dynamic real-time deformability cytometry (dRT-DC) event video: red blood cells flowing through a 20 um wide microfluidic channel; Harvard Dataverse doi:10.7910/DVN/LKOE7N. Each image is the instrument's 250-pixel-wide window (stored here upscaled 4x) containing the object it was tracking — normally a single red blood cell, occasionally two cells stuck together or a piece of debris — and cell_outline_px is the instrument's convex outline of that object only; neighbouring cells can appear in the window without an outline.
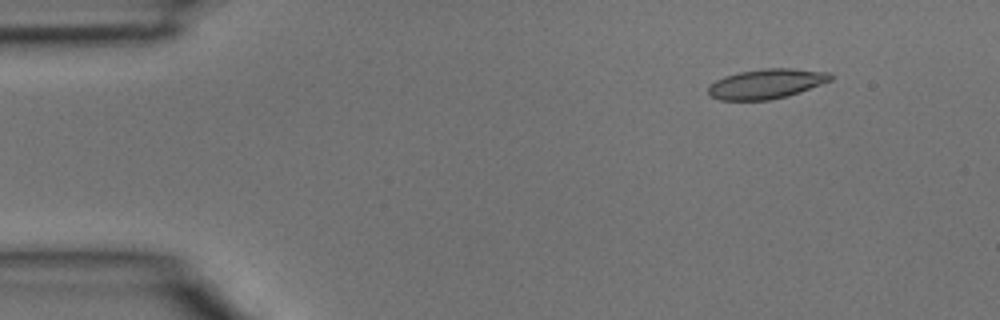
{"species": "common noctule bat (a hibernating species)", "species_latin": "Nyctalus noctula", "temperature_condition": "room temperature", "stored_images_in_passage": 4, "segment_of_instrument_passage": [2, 2], "camera_frame_rate_fps": 3000, "um_per_image_px": 0.085, "animal": {"sex": "male", "body_mass_g": 15.6}, "frame": {"image": 1, "passage_image": 4, "time_ms": 1.0, "image_size_px": [1000, 320], "cell_outline_px": [[832, 80], [800, 92], [788, 96], [768, 100], [720, 100], [708, 96], [708, 88], [716, 80], [724, 76], [740, 72], [764, 68], [792, 68], [828, 72], [832, 76]], "centroid_in_image_um": [65.13, 7.12], "position_along_channel_um": 19.9, "area_um2": 21.21}}